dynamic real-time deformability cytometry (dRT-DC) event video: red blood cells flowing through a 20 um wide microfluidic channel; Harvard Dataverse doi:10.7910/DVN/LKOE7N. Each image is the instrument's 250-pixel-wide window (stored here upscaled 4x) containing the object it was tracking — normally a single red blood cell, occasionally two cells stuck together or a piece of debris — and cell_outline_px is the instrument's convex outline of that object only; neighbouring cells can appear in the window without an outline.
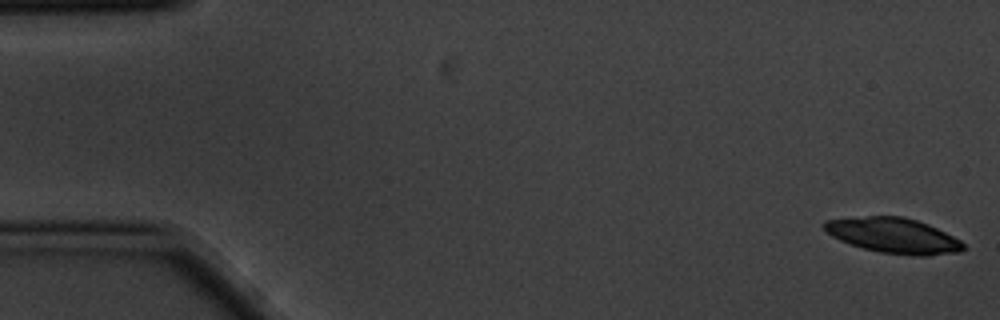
{"species": "common noctule bat (a hibernating species)", "species_latin": "Nyctalus noctula", "temperature_condition": "cold", "stored_images_in_passage": 4, "camera_frame_rate_fps": 3000, "um_per_image_px": 0.085, "animal": {"sex": "male", "body_mass_g": 20.1, "forearm_length_mm": 53.5}, "frame": {"image": 1, "passage_image": 1, "time_ms": 0.0, "image_size_px": [1000, 320], "cell_outline_px": [[968, 248], [960, 252], [928, 256], [912, 256], [880, 252], [864, 248], [840, 240], [832, 236], [820, 224], [824, 220], [868, 216], [904, 216], [928, 224], [960, 240]], "centroid_in_image_um": [75.97, 20.02], "position_along_channel_um": 9.0, "area_um2": 28.61}}